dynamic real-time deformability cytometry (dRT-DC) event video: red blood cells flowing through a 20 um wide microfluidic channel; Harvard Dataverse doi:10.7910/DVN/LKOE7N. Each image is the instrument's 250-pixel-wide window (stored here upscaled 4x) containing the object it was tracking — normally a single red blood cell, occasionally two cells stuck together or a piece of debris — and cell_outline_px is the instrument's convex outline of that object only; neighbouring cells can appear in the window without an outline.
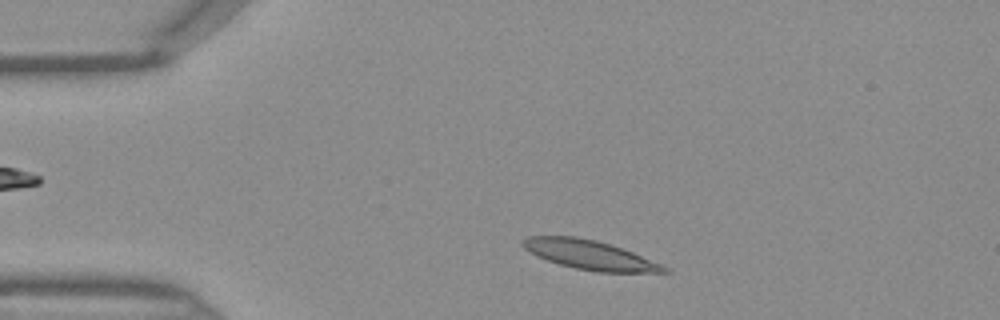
{"species": "Egyptian fruit bat (a non-hibernating species)", "species_latin": "Rousettus aegyptiacus", "temperature_condition": "warm", "stored_images_in_passage": 34, "camera_frame_rate_fps": 3000, "um_per_image_px": 0.085, "frame": {"image": 1, "passage_image": 4, "time_ms": 1.0, "image_size_px": [1000, 320], "cell_outline_px": [[672, 272], [596, 272], [576, 268], [560, 264], [536, 256], [524, 248], [520, 244], [528, 236], [576, 236], [596, 240], [612, 244], [632, 252], [660, 264], [668, 268]], "centroid_in_image_um": [50.1, 21.65], "position_along_channel_um": 34.9, "area_um2": 23.87}}
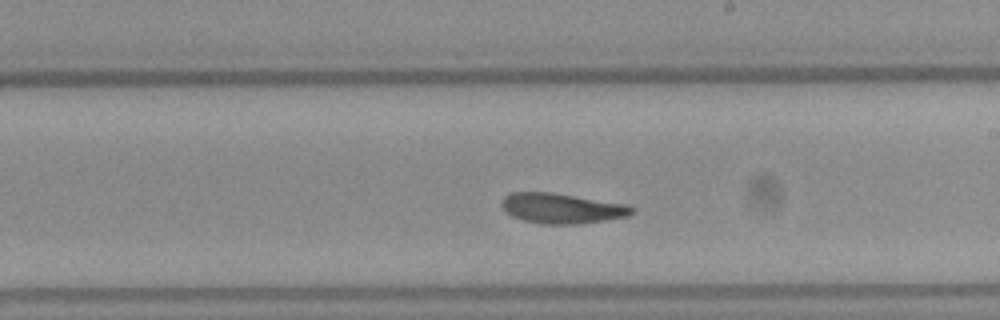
{"frame": {"image": 2, "passage_image": 21, "time_ms": 6.667, "image_size_px": [1000, 320], "cell_outline_px": [[636, 212], [628, 216], [604, 220], [576, 224], [544, 224], [524, 220], [512, 216], [504, 212], [500, 204], [504, 196], [512, 192], [552, 192], [628, 204], [636, 208]], "centroid_in_image_um": [47.76, 17.7], "position_along_channel_um": 241.2, "area_um2": 23.12}}
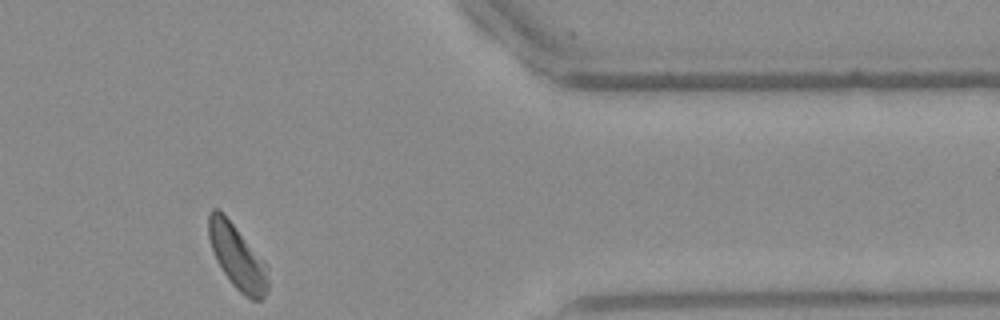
{"frame": {"image": 3, "passage_image": 33, "time_ms": 10.667, "image_size_px": [1000, 320], "cell_outline_px": [[268, 292], [264, 300], [252, 300], [244, 296], [232, 284], [216, 260], [208, 236], [208, 216], [212, 208], [216, 208], [232, 224], [268, 264]], "centroid_in_image_um": [20.21, 21.91], "position_along_channel_um": 391.2, "area_um2": 22.14}}